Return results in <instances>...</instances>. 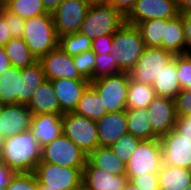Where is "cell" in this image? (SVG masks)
I'll return each instance as SVG.
<instances>
[{
  "label": "cell",
  "instance_id": "6da1fadb",
  "mask_svg": "<svg viewBox=\"0 0 191 190\" xmlns=\"http://www.w3.org/2000/svg\"><path fill=\"white\" fill-rule=\"evenodd\" d=\"M42 147L30 130L5 138L0 158L16 173H32L41 161Z\"/></svg>",
  "mask_w": 191,
  "mask_h": 190
},
{
  "label": "cell",
  "instance_id": "7a4b0ae2",
  "mask_svg": "<svg viewBox=\"0 0 191 190\" xmlns=\"http://www.w3.org/2000/svg\"><path fill=\"white\" fill-rule=\"evenodd\" d=\"M21 38L37 60L59 47V36L52 14L46 13L26 19Z\"/></svg>",
  "mask_w": 191,
  "mask_h": 190
},
{
  "label": "cell",
  "instance_id": "3957f363",
  "mask_svg": "<svg viewBox=\"0 0 191 190\" xmlns=\"http://www.w3.org/2000/svg\"><path fill=\"white\" fill-rule=\"evenodd\" d=\"M110 54L116 59L122 72L129 73L144 52L145 44L136 25L124 23L113 35Z\"/></svg>",
  "mask_w": 191,
  "mask_h": 190
},
{
  "label": "cell",
  "instance_id": "277c9868",
  "mask_svg": "<svg viewBox=\"0 0 191 190\" xmlns=\"http://www.w3.org/2000/svg\"><path fill=\"white\" fill-rule=\"evenodd\" d=\"M125 17L109 3L91 4L79 32L92 41L102 35H114Z\"/></svg>",
  "mask_w": 191,
  "mask_h": 190
},
{
  "label": "cell",
  "instance_id": "5b68a950",
  "mask_svg": "<svg viewBox=\"0 0 191 190\" xmlns=\"http://www.w3.org/2000/svg\"><path fill=\"white\" fill-rule=\"evenodd\" d=\"M83 168L39 162L33 173L39 189L82 190Z\"/></svg>",
  "mask_w": 191,
  "mask_h": 190
},
{
  "label": "cell",
  "instance_id": "8992f818",
  "mask_svg": "<svg viewBox=\"0 0 191 190\" xmlns=\"http://www.w3.org/2000/svg\"><path fill=\"white\" fill-rule=\"evenodd\" d=\"M129 82V73L121 72L95 79L91 81L90 86L100 96L107 113L120 112L127 109Z\"/></svg>",
  "mask_w": 191,
  "mask_h": 190
},
{
  "label": "cell",
  "instance_id": "52a82bcc",
  "mask_svg": "<svg viewBox=\"0 0 191 190\" xmlns=\"http://www.w3.org/2000/svg\"><path fill=\"white\" fill-rule=\"evenodd\" d=\"M62 121L63 134L87 155L99 146L96 121L74 112L64 113Z\"/></svg>",
  "mask_w": 191,
  "mask_h": 190
},
{
  "label": "cell",
  "instance_id": "ba28073f",
  "mask_svg": "<svg viewBox=\"0 0 191 190\" xmlns=\"http://www.w3.org/2000/svg\"><path fill=\"white\" fill-rule=\"evenodd\" d=\"M163 166L162 146L159 139L143 140L126 164V176L135 178L147 173L158 174Z\"/></svg>",
  "mask_w": 191,
  "mask_h": 190
},
{
  "label": "cell",
  "instance_id": "9c48e42d",
  "mask_svg": "<svg viewBox=\"0 0 191 190\" xmlns=\"http://www.w3.org/2000/svg\"><path fill=\"white\" fill-rule=\"evenodd\" d=\"M88 155L63 133L42 147L40 162L65 167H85Z\"/></svg>",
  "mask_w": 191,
  "mask_h": 190
},
{
  "label": "cell",
  "instance_id": "30bf717a",
  "mask_svg": "<svg viewBox=\"0 0 191 190\" xmlns=\"http://www.w3.org/2000/svg\"><path fill=\"white\" fill-rule=\"evenodd\" d=\"M90 5L87 0H63L52 13L58 36L79 32Z\"/></svg>",
  "mask_w": 191,
  "mask_h": 190
},
{
  "label": "cell",
  "instance_id": "8fae6325",
  "mask_svg": "<svg viewBox=\"0 0 191 190\" xmlns=\"http://www.w3.org/2000/svg\"><path fill=\"white\" fill-rule=\"evenodd\" d=\"M173 58V54L162 47H145L137 64L129 72L130 78L139 83L152 85L163 66Z\"/></svg>",
  "mask_w": 191,
  "mask_h": 190
},
{
  "label": "cell",
  "instance_id": "7c38bea8",
  "mask_svg": "<svg viewBox=\"0 0 191 190\" xmlns=\"http://www.w3.org/2000/svg\"><path fill=\"white\" fill-rule=\"evenodd\" d=\"M178 0H138L125 16V23L138 25L153 19H171L178 16Z\"/></svg>",
  "mask_w": 191,
  "mask_h": 190
},
{
  "label": "cell",
  "instance_id": "4fadbf2b",
  "mask_svg": "<svg viewBox=\"0 0 191 190\" xmlns=\"http://www.w3.org/2000/svg\"><path fill=\"white\" fill-rule=\"evenodd\" d=\"M42 65L46 80L57 79H85L73 63V56L64 52L60 47L51 50L48 54L38 60Z\"/></svg>",
  "mask_w": 191,
  "mask_h": 190
},
{
  "label": "cell",
  "instance_id": "5bb4252c",
  "mask_svg": "<svg viewBox=\"0 0 191 190\" xmlns=\"http://www.w3.org/2000/svg\"><path fill=\"white\" fill-rule=\"evenodd\" d=\"M162 146L163 165L188 169L191 165V142L171 130L159 139Z\"/></svg>",
  "mask_w": 191,
  "mask_h": 190
},
{
  "label": "cell",
  "instance_id": "9a60e30c",
  "mask_svg": "<svg viewBox=\"0 0 191 190\" xmlns=\"http://www.w3.org/2000/svg\"><path fill=\"white\" fill-rule=\"evenodd\" d=\"M147 111L153 132L159 138L174 129L177 116L173 99L156 96Z\"/></svg>",
  "mask_w": 191,
  "mask_h": 190
},
{
  "label": "cell",
  "instance_id": "2e32d148",
  "mask_svg": "<svg viewBox=\"0 0 191 190\" xmlns=\"http://www.w3.org/2000/svg\"><path fill=\"white\" fill-rule=\"evenodd\" d=\"M33 114L23 104L0 105V131L5 138L30 130Z\"/></svg>",
  "mask_w": 191,
  "mask_h": 190
},
{
  "label": "cell",
  "instance_id": "e0dca14e",
  "mask_svg": "<svg viewBox=\"0 0 191 190\" xmlns=\"http://www.w3.org/2000/svg\"><path fill=\"white\" fill-rule=\"evenodd\" d=\"M52 86L58 98L61 112H73L85 90L91 85L89 80L57 79Z\"/></svg>",
  "mask_w": 191,
  "mask_h": 190
},
{
  "label": "cell",
  "instance_id": "ac0fdd59",
  "mask_svg": "<svg viewBox=\"0 0 191 190\" xmlns=\"http://www.w3.org/2000/svg\"><path fill=\"white\" fill-rule=\"evenodd\" d=\"M96 126L99 146H111L128 133L126 110L106 113L96 121Z\"/></svg>",
  "mask_w": 191,
  "mask_h": 190
},
{
  "label": "cell",
  "instance_id": "d6986e66",
  "mask_svg": "<svg viewBox=\"0 0 191 190\" xmlns=\"http://www.w3.org/2000/svg\"><path fill=\"white\" fill-rule=\"evenodd\" d=\"M126 175H114L100 168H83L82 190H123Z\"/></svg>",
  "mask_w": 191,
  "mask_h": 190
},
{
  "label": "cell",
  "instance_id": "ffe728a7",
  "mask_svg": "<svg viewBox=\"0 0 191 190\" xmlns=\"http://www.w3.org/2000/svg\"><path fill=\"white\" fill-rule=\"evenodd\" d=\"M60 114L33 115L30 131L41 147L52 142L63 133V121Z\"/></svg>",
  "mask_w": 191,
  "mask_h": 190
},
{
  "label": "cell",
  "instance_id": "44dd1931",
  "mask_svg": "<svg viewBox=\"0 0 191 190\" xmlns=\"http://www.w3.org/2000/svg\"><path fill=\"white\" fill-rule=\"evenodd\" d=\"M26 106L33 115L45 113L63 115L50 80H45L36 88L32 94L31 100Z\"/></svg>",
  "mask_w": 191,
  "mask_h": 190
},
{
  "label": "cell",
  "instance_id": "7402d4cb",
  "mask_svg": "<svg viewBox=\"0 0 191 190\" xmlns=\"http://www.w3.org/2000/svg\"><path fill=\"white\" fill-rule=\"evenodd\" d=\"M84 168H100L114 175H126V164L115 155L110 146H98L88 155Z\"/></svg>",
  "mask_w": 191,
  "mask_h": 190
},
{
  "label": "cell",
  "instance_id": "603a6c76",
  "mask_svg": "<svg viewBox=\"0 0 191 190\" xmlns=\"http://www.w3.org/2000/svg\"><path fill=\"white\" fill-rule=\"evenodd\" d=\"M153 89L156 96L173 99L181 91L180 83L177 78V68L175 63V55L163 66L158 78H155Z\"/></svg>",
  "mask_w": 191,
  "mask_h": 190
},
{
  "label": "cell",
  "instance_id": "cb8c5ba5",
  "mask_svg": "<svg viewBox=\"0 0 191 190\" xmlns=\"http://www.w3.org/2000/svg\"><path fill=\"white\" fill-rule=\"evenodd\" d=\"M185 34L183 14L168 19L165 27V37L162 40V48L173 55L185 54Z\"/></svg>",
  "mask_w": 191,
  "mask_h": 190
},
{
  "label": "cell",
  "instance_id": "d4e9b609",
  "mask_svg": "<svg viewBox=\"0 0 191 190\" xmlns=\"http://www.w3.org/2000/svg\"><path fill=\"white\" fill-rule=\"evenodd\" d=\"M20 72L10 66L0 74V105L20 104Z\"/></svg>",
  "mask_w": 191,
  "mask_h": 190
},
{
  "label": "cell",
  "instance_id": "484cf974",
  "mask_svg": "<svg viewBox=\"0 0 191 190\" xmlns=\"http://www.w3.org/2000/svg\"><path fill=\"white\" fill-rule=\"evenodd\" d=\"M46 80L39 61L21 69L20 72V104L27 105L38 86Z\"/></svg>",
  "mask_w": 191,
  "mask_h": 190
},
{
  "label": "cell",
  "instance_id": "4316f807",
  "mask_svg": "<svg viewBox=\"0 0 191 190\" xmlns=\"http://www.w3.org/2000/svg\"><path fill=\"white\" fill-rule=\"evenodd\" d=\"M128 133L142 140L160 139L150 124L147 109H126Z\"/></svg>",
  "mask_w": 191,
  "mask_h": 190
},
{
  "label": "cell",
  "instance_id": "83f0119b",
  "mask_svg": "<svg viewBox=\"0 0 191 190\" xmlns=\"http://www.w3.org/2000/svg\"><path fill=\"white\" fill-rule=\"evenodd\" d=\"M159 189L161 190H186L191 184L188 169L177 166L163 165L158 172Z\"/></svg>",
  "mask_w": 191,
  "mask_h": 190
},
{
  "label": "cell",
  "instance_id": "f1b7e54d",
  "mask_svg": "<svg viewBox=\"0 0 191 190\" xmlns=\"http://www.w3.org/2000/svg\"><path fill=\"white\" fill-rule=\"evenodd\" d=\"M73 112L94 121L99 120L107 113L106 108H103L100 96L91 86L85 90Z\"/></svg>",
  "mask_w": 191,
  "mask_h": 190
},
{
  "label": "cell",
  "instance_id": "f546056e",
  "mask_svg": "<svg viewBox=\"0 0 191 190\" xmlns=\"http://www.w3.org/2000/svg\"><path fill=\"white\" fill-rule=\"evenodd\" d=\"M4 49L9 57L11 66L16 68L23 69L38 61L21 37L12 38L4 46Z\"/></svg>",
  "mask_w": 191,
  "mask_h": 190
},
{
  "label": "cell",
  "instance_id": "4dcf8cb0",
  "mask_svg": "<svg viewBox=\"0 0 191 190\" xmlns=\"http://www.w3.org/2000/svg\"><path fill=\"white\" fill-rule=\"evenodd\" d=\"M156 93L152 85L139 83L130 78L127 93V109H147Z\"/></svg>",
  "mask_w": 191,
  "mask_h": 190
},
{
  "label": "cell",
  "instance_id": "1f68e13d",
  "mask_svg": "<svg viewBox=\"0 0 191 190\" xmlns=\"http://www.w3.org/2000/svg\"><path fill=\"white\" fill-rule=\"evenodd\" d=\"M167 20L168 19H153L140 22L137 25L146 47H162Z\"/></svg>",
  "mask_w": 191,
  "mask_h": 190
},
{
  "label": "cell",
  "instance_id": "d6a6232c",
  "mask_svg": "<svg viewBox=\"0 0 191 190\" xmlns=\"http://www.w3.org/2000/svg\"><path fill=\"white\" fill-rule=\"evenodd\" d=\"M4 6L24 20L47 13L42 0H9Z\"/></svg>",
  "mask_w": 191,
  "mask_h": 190
},
{
  "label": "cell",
  "instance_id": "836d02e7",
  "mask_svg": "<svg viewBox=\"0 0 191 190\" xmlns=\"http://www.w3.org/2000/svg\"><path fill=\"white\" fill-rule=\"evenodd\" d=\"M91 44L92 40L80 32L59 37V47L70 56L92 50Z\"/></svg>",
  "mask_w": 191,
  "mask_h": 190
},
{
  "label": "cell",
  "instance_id": "e575fe53",
  "mask_svg": "<svg viewBox=\"0 0 191 190\" xmlns=\"http://www.w3.org/2000/svg\"><path fill=\"white\" fill-rule=\"evenodd\" d=\"M121 72L116 59L111 54H95L93 80L104 76L116 75Z\"/></svg>",
  "mask_w": 191,
  "mask_h": 190
},
{
  "label": "cell",
  "instance_id": "d590c367",
  "mask_svg": "<svg viewBox=\"0 0 191 190\" xmlns=\"http://www.w3.org/2000/svg\"><path fill=\"white\" fill-rule=\"evenodd\" d=\"M142 141V139L137 138L130 133H126L110 147L115 155L127 164L132 152L136 150Z\"/></svg>",
  "mask_w": 191,
  "mask_h": 190
},
{
  "label": "cell",
  "instance_id": "8d00e7d4",
  "mask_svg": "<svg viewBox=\"0 0 191 190\" xmlns=\"http://www.w3.org/2000/svg\"><path fill=\"white\" fill-rule=\"evenodd\" d=\"M175 63L181 90H191V56L187 54L175 55Z\"/></svg>",
  "mask_w": 191,
  "mask_h": 190
},
{
  "label": "cell",
  "instance_id": "74e56055",
  "mask_svg": "<svg viewBox=\"0 0 191 190\" xmlns=\"http://www.w3.org/2000/svg\"><path fill=\"white\" fill-rule=\"evenodd\" d=\"M73 63L85 79L93 81L95 53L92 50L73 56Z\"/></svg>",
  "mask_w": 191,
  "mask_h": 190
},
{
  "label": "cell",
  "instance_id": "f35d334b",
  "mask_svg": "<svg viewBox=\"0 0 191 190\" xmlns=\"http://www.w3.org/2000/svg\"><path fill=\"white\" fill-rule=\"evenodd\" d=\"M5 190H39L34 173H16Z\"/></svg>",
  "mask_w": 191,
  "mask_h": 190
},
{
  "label": "cell",
  "instance_id": "ab89813d",
  "mask_svg": "<svg viewBox=\"0 0 191 190\" xmlns=\"http://www.w3.org/2000/svg\"><path fill=\"white\" fill-rule=\"evenodd\" d=\"M0 15L4 18L5 21H9L10 34L12 37H22L25 20L9 11L5 6L3 7Z\"/></svg>",
  "mask_w": 191,
  "mask_h": 190
},
{
  "label": "cell",
  "instance_id": "60d3db41",
  "mask_svg": "<svg viewBox=\"0 0 191 190\" xmlns=\"http://www.w3.org/2000/svg\"><path fill=\"white\" fill-rule=\"evenodd\" d=\"M176 116L191 115V90H181L174 98Z\"/></svg>",
  "mask_w": 191,
  "mask_h": 190
},
{
  "label": "cell",
  "instance_id": "b9f144b4",
  "mask_svg": "<svg viewBox=\"0 0 191 190\" xmlns=\"http://www.w3.org/2000/svg\"><path fill=\"white\" fill-rule=\"evenodd\" d=\"M128 179L141 190H159L158 174L146 172L144 175H138L135 178Z\"/></svg>",
  "mask_w": 191,
  "mask_h": 190
},
{
  "label": "cell",
  "instance_id": "7bdbcfd3",
  "mask_svg": "<svg viewBox=\"0 0 191 190\" xmlns=\"http://www.w3.org/2000/svg\"><path fill=\"white\" fill-rule=\"evenodd\" d=\"M173 130L181 139L191 142V115L177 116Z\"/></svg>",
  "mask_w": 191,
  "mask_h": 190
},
{
  "label": "cell",
  "instance_id": "ee69618b",
  "mask_svg": "<svg viewBox=\"0 0 191 190\" xmlns=\"http://www.w3.org/2000/svg\"><path fill=\"white\" fill-rule=\"evenodd\" d=\"M113 35H102L99 38L92 41V51L95 54H103L108 53L110 54L113 46Z\"/></svg>",
  "mask_w": 191,
  "mask_h": 190
},
{
  "label": "cell",
  "instance_id": "f6af8a7d",
  "mask_svg": "<svg viewBox=\"0 0 191 190\" xmlns=\"http://www.w3.org/2000/svg\"><path fill=\"white\" fill-rule=\"evenodd\" d=\"M137 1L138 0H109L108 3L125 17Z\"/></svg>",
  "mask_w": 191,
  "mask_h": 190
},
{
  "label": "cell",
  "instance_id": "bcb514c9",
  "mask_svg": "<svg viewBox=\"0 0 191 190\" xmlns=\"http://www.w3.org/2000/svg\"><path fill=\"white\" fill-rule=\"evenodd\" d=\"M184 34H185V54L191 56V13L183 14Z\"/></svg>",
  "mask_w": 191,
  "mask_h": 190
},
{
  "label": "cell",
  "instance_id": "7dc6e473",
  "mask_svg": "<svg viewBox=\"0 0 191 190\" xmlns=\"http://www.w3.org/2000/svg\"><path fill=\"white\" fill-rule=\"evenodd\" d=\"M12 38L9 21H5L0 15V47H4Z\"/></svg>",
  "mask_w": 191,
  "mask_h": 190
},
{
  "label": "cell",
  "instance_id": "c3c4849f",
  "mask_svg": "<svg viewBox=\"0 0 191 190\" xmlns=\"http://www.w3.org/2000/svg\"><path fill=\"white\" fill-rule=\"evenodd\" d=\"M16 172L0 158V183H10Z\"/></svg>",
  "mask_w": 191,
  "mask_h": 190
},
{
  "label": "cell",
  "instance_id": "681fc988",
  "mask_svg": "<svg viewBox=\"0 0 191 190\" xmlns=\"http://www.w3.org/2000/svg\"><path fill=\"white\" fill-rule=\"evenodd\" d=\"M11 66L8 55L4 47H0V74Z\"/></svg>",
  "mask_w": 191,
  "mask_h": 190
},
{
  "label": "cell",
  "instance_id": "f907efd6",
  "mask_svg": "<svg viewBox=\"0 0 191 190\" xmlns=\"http://www.w3.org/2000/svg\"><path fill=\"white\" fill-rule=\"evenodd\" d=\"M63 0H42L45 11L52 14Z\"/></svg>",
  "mask_w": 191,
  "mask_h": 190
},
{
  "label": "cell",
  "instance_id": "816d5d0a",
  "mask_svg": "<svg viewBox=\"0 0 191 190\" xmlns=\"http://www.w3.org/2000/svg\"><path fill=\"white\" fill-rule=\"evenodd\" d=\"M178 10L180 14L191 13V0H178Z\"/></svg>",
  "mask_w": 191,
  "mask_h": 190
},
{
  "label": "cell",
  "instance_id": "f5cc1de1",
  "mask_svg": "<svg viewBox=\"0 0 191 190\" xmlns=\"http://www.w3.org/2000/svg\"><path fill=\"white\" fill-rule=\"evenodd\" d=\"M123 190H141V189L135 186L131 181H128Z\"/></svg>",
  "mask_w": 191,
  "mask_h": 190
},
{
  "label": "cell",
  "instance_id": "db71d44e",
  "mask_svg": "<svg viewBox=\"0 0 191 190\" xmlns=\"http://www.w3.org/2000/svg\"><path fill=\"white\" fill-rule=\"evenodd\" d=\"M4 141H5V137L3 136V134L0 131V153H1L2 148L4 146Z\"/></svg>",
  "mask_w": 191,
  "mask_h": 190
},
{
  "label": "cell",
  "instance_id": "11a10c76",
  "mask_svg": "<svg viewBox=\"0 0 191 190\" xmlns=\"http://www.w3.org/2000/svg\"><path fill=\"white\" fill-rule=\"evenodd\" d=\"M89 1L91 4L94 3H108L109 0H87Z\"/></svg>",
  "mask_w": 191,
  "mask_h": 190
},
{
  "label": "cell",
  "instance_id": "9f6ffc18",
  "mask_svg": "<svg viewBox=\"0 0 191 190\" xmlns=\"http://www.w3.org/2000/svg\"><path fill=\"white\" fill-rule=\"evenodd\" d=\"M10 183H0V190H5Z\"/></svg>",
  "mask_w": 191,
  "mask_h": 190
},
{
  "label": "cell",
  "instance_id": "6f0895ef",
  "mask_svg": "<svg viewBox=\"0 0 191 190\" xmlns=\"http://www.w3.org/2000/svg\"><path fill=\"white\" fill-rule=\"evenodd\" d=\"M3 7H4L3 1H2V0H0V13H1V11H2Z\"/></svg>",
  "mask_w": 191,
  "mask_h": 190
},
{
  "label": "cell",
  "instance_id": "680465c9",
  "mask_svg": "<svg viewBox=\"0 0 191 190\" xmlns=\"http://www.w3.org/2000/svg\"><path fill=\"white\" fill-rule=\"evenodd\" d=\"M188 171H189V174L191 176V165L189 166Z\"/></svg>",
  "mask_w": 191,
  "mask_h": 190
},
{
  "label": "cell",
  "instance_id": "91938a15",
  "mask_svg": "<svg viewBox=\"0 0 191 190\" xmlns=\"http://www.w3.org/2000/svg\"><path fill=\"white\" fill-rule=\"evenodd\" d=\"M3 4L5 5L9 0H2Z\"/></svg>",
  "mask_w": 191,
  "mask_h": 190
},
{
  "label": "cell",
  "instance_id": "94428289",
  "mask_svg": "<svg viewBox=\"0 0 191 190\" xmlns=\"http://www.w3.org/2000/svg\"><path fill=\"white\" fill-rule=\"evenodd\" d=\"M186 190H191V184L186 188Z\"/></svg>",
  "mask_w": 191,
  "mask_h": 190
}]
</instances>
